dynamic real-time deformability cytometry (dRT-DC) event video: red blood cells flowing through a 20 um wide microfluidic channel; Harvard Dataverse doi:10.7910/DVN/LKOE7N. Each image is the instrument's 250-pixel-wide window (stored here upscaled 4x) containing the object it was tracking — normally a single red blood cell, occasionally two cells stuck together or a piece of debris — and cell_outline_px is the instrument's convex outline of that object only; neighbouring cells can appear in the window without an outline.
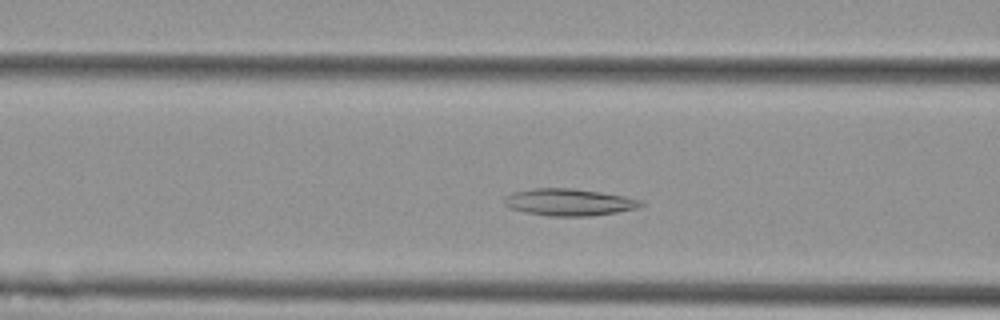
{"species": "Egyptian fruit bat (a non-hibernating species)", "species_latin": "Rousettus aegyptiacus", "temperature_condition": "cold", "stored_images_in_passage": 46, "camera_frame_rate_fps": 3000, "um_per_image_px": 0.085, "animal": {"sex": "female"}, "frame": {"image": 1, "passage_image": 13, "time_ms": 4.0, "image_size_px": [1000, 320], "cell_outline_px": [[644, 204], [636, 208], [616, 212], [592, 216], [548, 216], [528, 212], [512, 208], [504, 204], [504, 200], [512, 192], [532, 188], [572, 188], [600, 192], [624, 196], [644, 200]], "centroid_in_image_um": [48.4, 17.18], "position_along_channel_um": 118.2, "area_um2": 21.33}}
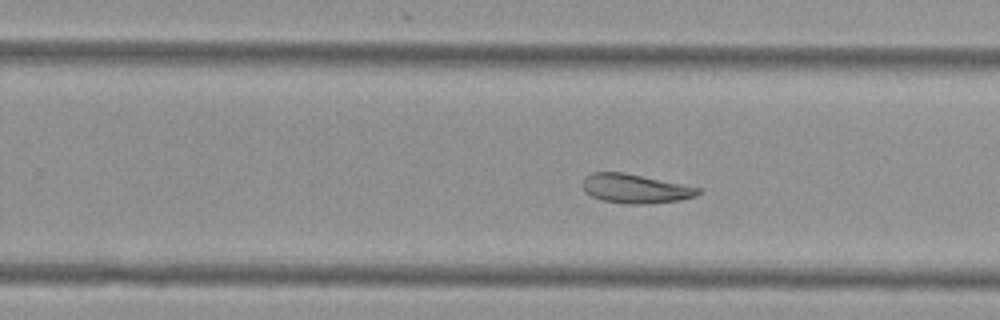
{"frame": {"image": 2, "passage_image": 26, "time_ms": 8.333, "image_size_px": [1000, 320], "cell_outline_px": [[704, 192], [696, 196], [680, 200], [652, 204], [624, 204], [600, 200], [584, 192], [584, 176], [592, 172], [624, 172], [704, 188]], "centroid_in_image_um": [54.06, 16.04], "position_along_channel_um": 275.7, "area_um2": 20.06}}
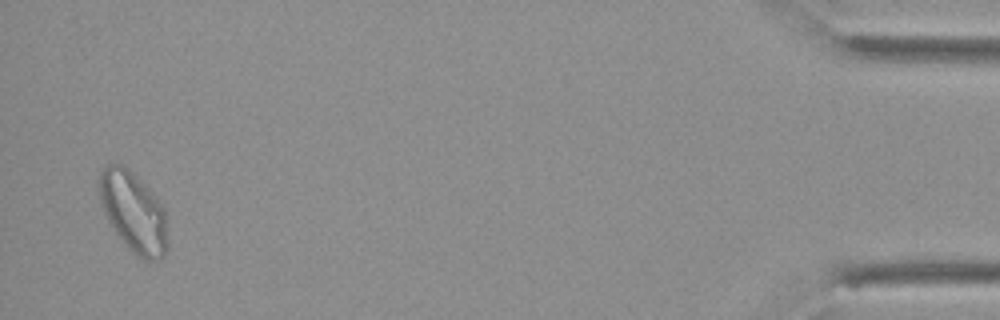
{"frame": {"image": 3, "passage_image": 45, "time_ms": 14.667, "image_size_px": [1000, 320], "cell_outline_px": [[168, 248], [164, 256], [160, 260], [140, 260], [124, 244], [112, 228], [100, 204], [96, 184], [96, 180], [100, 172], [108, 164], [124, 164], [156, 196], [164, 208], [168, 240]], "centroid_in_image_um": [11.32, 18.03], "position_along_channel_um": 423.9, "area_um2": 32.71}, "authors_computed_cell_mechanics": {"area_um2": 22.4264, "velocity_mm_per_s": 3.6557, "shape_relaxation_time_tau1_ms": null, "shape_relaxation_time_tau2_ms": 5.3638, "deformation_change_tau1": null, "deformation_change_tau2": 0.1195}}